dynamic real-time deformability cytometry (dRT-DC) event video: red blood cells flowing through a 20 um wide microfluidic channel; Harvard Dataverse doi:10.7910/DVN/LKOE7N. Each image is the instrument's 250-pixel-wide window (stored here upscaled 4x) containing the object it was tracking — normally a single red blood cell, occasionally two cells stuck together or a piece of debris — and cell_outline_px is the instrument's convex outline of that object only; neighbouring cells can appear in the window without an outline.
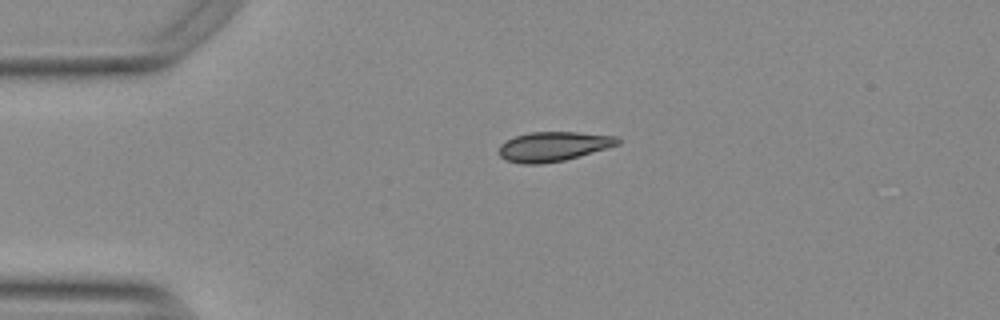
{"species": "Egyptian fruit bat (a non-hibernating species)", "species_latin": "Rousettus aegyptiacus", "temperature_condition": "warm", "stored_images_in_passage": 43, "camera_frame_rate_fps": 3000, "um_per_image_px": 0.085, "animal": {"sex": "female"}, "frame": {"image": 1, "passage_image": 1, "time_ms": 0.0, "image_size_px": [1000, 320], "cell_outline_px": [[620, 144], [564, 160], [540, 164], [524, 164], [508, 160], [500, 156], [500, 144], [504, 140], [528, 132], [580, 132], [616, 136], [620, 140]], "centroid_in_image_um": [47.03, 12.43], "position_along_channel_um": 38.0, "area_um2": 20.29}}
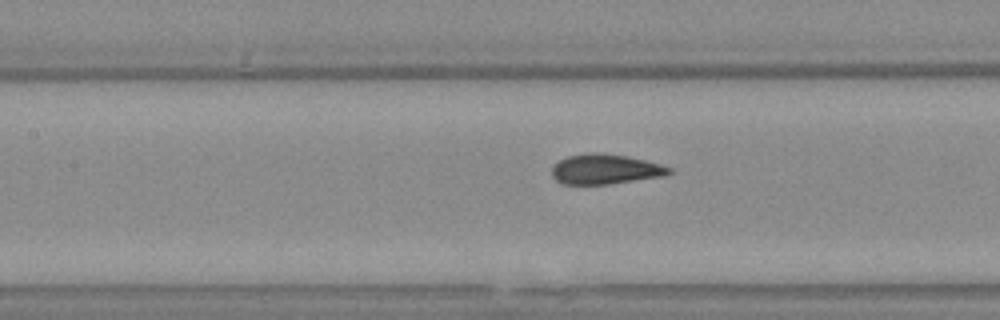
{"frame": {"image": 2, "passage_image": 13, "time_ms": 4.0, "image_size_px": [1000, 320], "cell_outline_px": [[672, 172], [664, 176], [608, 184], [564, 184], [556, 180], [552, 176], [552, 168], [560, 160], [568, 156], [584, 152], [604, 152], [628, 156], [660, 164], [672, 168]], "centroid_in_image_um": [51.45, 14.36], "position_along_channel_um": 156.0, "area_um2": 20.58}}
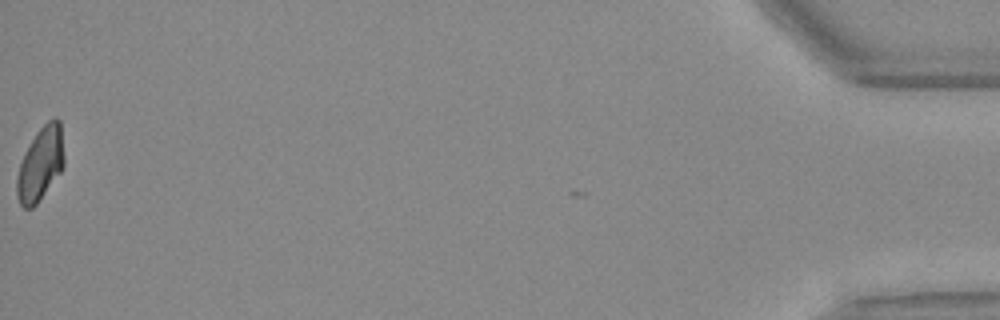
{"frame": {"image": 3, "passage_image": 43, "time_ms": 14.0, "image_size_px": [1000, 320], "cell_outline_px": [[64, 164], [60, 172], [36, 204], [32, 208], [24, 208], [20, 204], [16, 192], [16, 180], [20, 164], [24, 152], [36, 132], [48, 120], [56, 116], [60, 120], [64, 156]], "centroid_in_image_um": [3.43, 13.9], "position_along_channel_um": 431.8, "area_um2": 20.11}, "authors_computed_cell_mechanics": {"area_um2": 20.808, "velocity_mm_per_s": 3.7687, "shape_relaxation_time_tau1_ms": 3.9666, "shape_relaxation_time_tau2_ms": null, "deformation_change_tau1": 0.1422, "deformation_change_tau2": null}}